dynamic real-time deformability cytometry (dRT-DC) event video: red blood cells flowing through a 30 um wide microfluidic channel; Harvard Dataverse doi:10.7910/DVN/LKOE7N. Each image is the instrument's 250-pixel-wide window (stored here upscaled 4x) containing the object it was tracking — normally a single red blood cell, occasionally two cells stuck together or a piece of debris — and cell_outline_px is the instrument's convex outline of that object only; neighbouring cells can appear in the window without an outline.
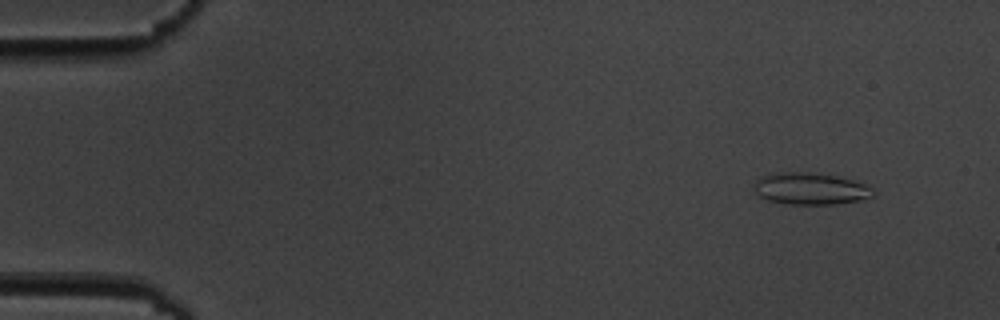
{"species": "common noctule bat (a hibernating species)", "species_latin": "Nyctalus noctula", "temperature_condition": "cold", "stored_images_in_passage": 15, "camera_frame_rate_fps": 3000, "um_per_image_px": 0.085, "animal": {"sex": "male", "body_mass_g": 19.5, "forearm_length_mm": 54.6}, "frame": {"image": 1, "passage_image": 2, "time_ms": 1.0, "image_size_px": [1000, 320], "cell_outline_px": [[876, 192], [872, 196], [860, 200], [836, 204], [788, 204], [768, 200], [760, 196], [756, 192], [756, 180], [760, 176], [776, 172], [808, 172], [836, 176], [852, 180], [864, 184], [872, 188]], "centroid_in_image_um": [68.89, 16.03], "position_along_channel_um": 16.1, "area_um2": 21.96}}
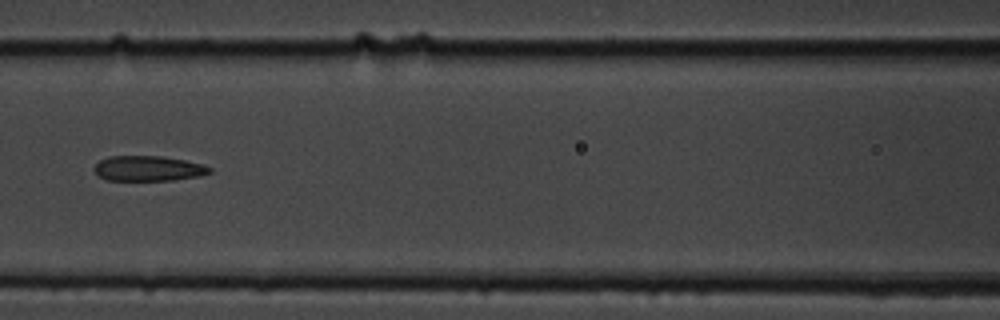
{"frame": {"image": 2, "passage_image": 7, "time_ms": 8.0, "image_size_px": [1000, 320], "cell_outline_px": [[212, 172], [200, 176], [172, 180], [108, 180], [100, 176], [92, 168], [100, 160], [108, 156], [160, 156], [184, 160], [204, 164], [212, 168]], "centroid_in_image_um": [12.63, 14.31], "position_along_channel_um": 154.0, "area_um2": 16.94}}
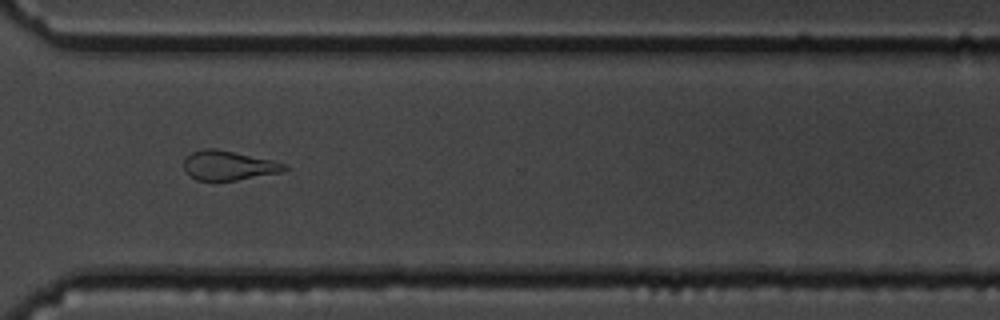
{"frame": {"image": 3, "passage_image": 12, "time_ms": 13.667, "image_size_px": [1000, 320], "cell_outline_px": [[288, 168], [280, 172], [236, 180], [196, 180], [188, 176], [184, 172], [184, 160], [192, 152], [204, 148], [216, 148], [272, 160], [288, 164]], "centroid_in_image_um": [19.39, 14.06], "position_along_channel_um": 351.2, "area_um2": 17.22}, "authors_computed_cell_mechanics": {"area_um2": 19.074, "velocity_mm_per_s": 3.4905, "shape_relaxation_time_tau1_ms": null, "shape_relaxation_time_tau2_ms": 4.5567, "deformation_change_tau1": null, "deformation_change_tau2": 0.1205}}